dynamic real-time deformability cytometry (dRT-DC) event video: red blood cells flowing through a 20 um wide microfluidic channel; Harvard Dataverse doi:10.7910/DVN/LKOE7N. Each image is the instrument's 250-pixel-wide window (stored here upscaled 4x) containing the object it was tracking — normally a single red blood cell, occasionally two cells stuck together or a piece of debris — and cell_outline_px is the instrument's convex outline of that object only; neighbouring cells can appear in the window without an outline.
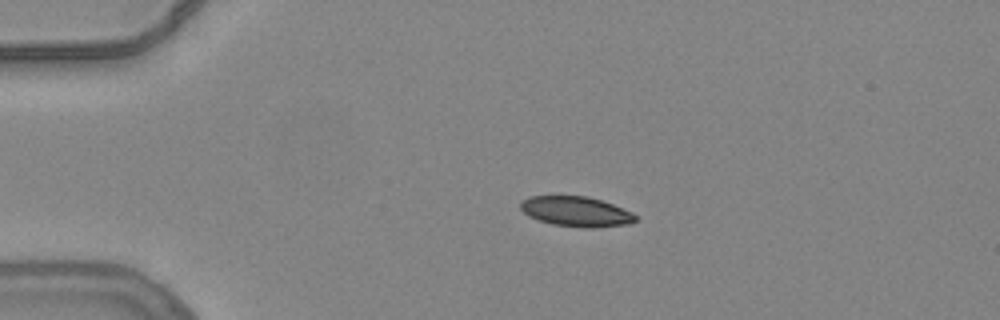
{"species": "common noctule bat (a hibernating species)", "species_latin": "Nyctalus noctula", "temperature_condition": "warm", "stored_images_in_passage": 37, "camera_frame_rate_fps": 3000, "um_per_image_px": 0.085, "animal": {"sex": "female", "body_mass_g": 24.6, "forearm_length_mm": 56.2}, "frame": {"image": 1, "passage_image": 1, "time_ms": 0.0, "image_size_px": [1000, 320], "cell_outline_px": [[636, 220], [632, 224], [592, 228], [580, 228], [552, 224], [528, 216], [520, 208], [520, 200], [528, 196], [588, 196], [612, 204], [632, 212], [636, 216]], "centroid_in_image_um": [48.96, 17.98], "position_along_channel_um": 36.0, "area_um2": 20.29}}
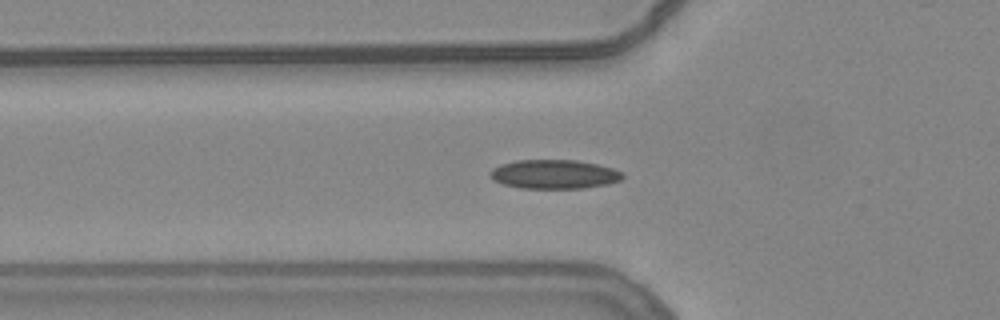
{"frame": {"image": 2, "passage_image": 8, "time_ms": 2.333, "image_size_px": [1000, 320], "cell_outline_px": [[624, 176], [620, 180], [608, 184], [584, 188], [520, 188], [504, 184], [492, 180], [488, 176], [488, 172], [492, 168], [500, 164], [516, 160], [576, 160], [596, 164], [612, 168], [624, 172]], "centroid_in_image_um": [47.07, 14.81], "position_along_channel_um": 78.7, "area_um2": 22.6}}
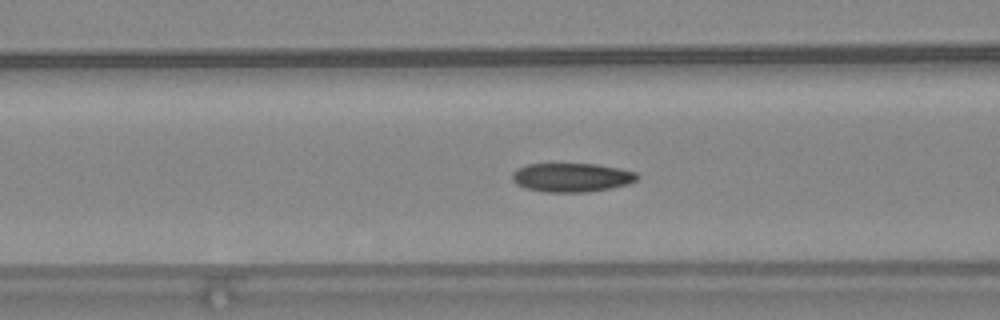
{"frame": {"image": 3, "passage_image": 11, "time_ms": 3.333, "image_size_px": [1000, 320], "cell_outline_px": [[640, 176], [636, 180], [628, 184], [588, 192], [544, 192], [524, 188], [516, 184], [512, 180], [512, 172], [516, 168], [528, 164], [596, 164], [620, 168], [636, 172]], "centroid_in_image_um": [48.56, 15.08], "position_along_channel_um": 118.0, "area_um2": 21.15}, "authors_computed_cell_mechanics": {"area_um2": 21.0392, "velocity_mm_per_s": 3.8347, "shape_relaxation_time_tau1_ms": 7.7696, "shape_relaxation_time_tau2_ms": 2.1874, "deformation_change_tau1": 0.1792, "deformation_change_tau2": 0.0734}}